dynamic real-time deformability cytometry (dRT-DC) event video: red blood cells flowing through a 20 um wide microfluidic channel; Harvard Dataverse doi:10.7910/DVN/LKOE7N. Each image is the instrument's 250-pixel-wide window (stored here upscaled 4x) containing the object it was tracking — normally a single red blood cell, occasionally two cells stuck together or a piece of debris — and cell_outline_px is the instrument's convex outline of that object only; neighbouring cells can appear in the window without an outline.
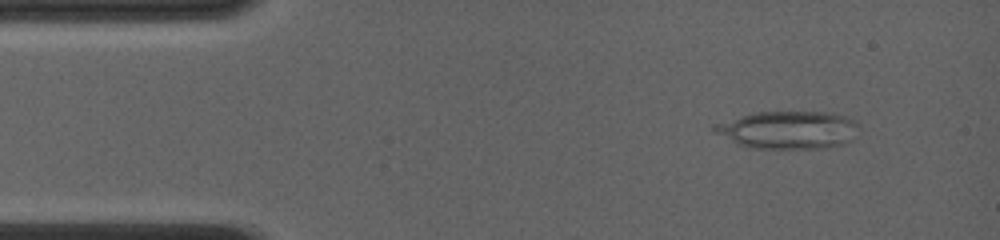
{"species": "common noctule bat (a hibernating species)", "species_latin": "Nyctalus noctula", "temperature_condition": "room temperature", "stored_images_in_passage": 11, "camera_frame_rate_fps": 4000, "um_per_image_px": 0.085, "animal": {"sex": "female", "body_mass_g": 19.0, "forearm_length_mm": 56.7}, "frame": {"image": 1, "passage_image": 2, "time_ms": 0.5, "image_size_px": [1000, 240], "cell_outline_px": [[860, 124], [852, 140], [844, 144], [828, 148], [752, 148], [740, 144], [712, 132], [712, 124], [756, 112], [828, 112], [844, 116], [856, 120]], "centroid_in_image_um": [67.03, 11.04], "position_along_channel_um": 18.0, "area_um2": 31.85}}
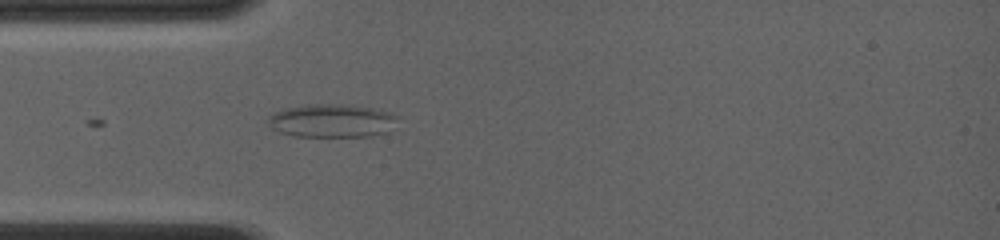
{"frame": {"image": 2, "passage_image": 11, "time_ms": 3.25, "image_size_px": [1000, 240], "cell_outline_px": [[400, 116], [388, 132], [372, 136], [296, 136], [280, 132], [272, 128], [268, 124], [268, 116], [272, 112], [284, 108], [312, 104], [348, 104], [372, 108], [392, 112]], "centroid_in_image_um": [28.22, 10.25], "position_along_channel_um": 56.8, "area_um2": 25.37}}